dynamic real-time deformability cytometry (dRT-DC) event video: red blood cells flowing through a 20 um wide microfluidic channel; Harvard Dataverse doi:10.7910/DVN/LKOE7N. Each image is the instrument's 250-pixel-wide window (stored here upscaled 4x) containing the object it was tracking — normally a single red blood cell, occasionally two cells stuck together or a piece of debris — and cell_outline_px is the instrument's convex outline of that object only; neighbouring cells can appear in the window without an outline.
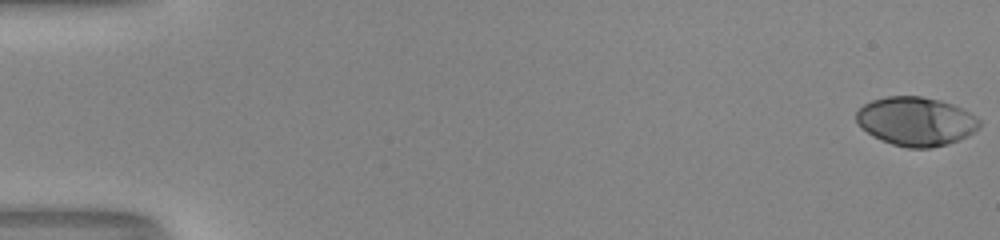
{"species": "human", "species_latin": "Homo sapiens", "temperature_condition": "room temperature", "stored_images_in_passage": 54, "camera_frame_rate_fps": 3000, "um_per_image_px": 0.085, "donor": {"sex": "male"}, "frame": {"image": 1, "passage_image": 1, "time_ms": 0.0, "image_size_px": [1000, 240], "cell_outline_px": [[980, 128], [968, 136], [944, 144], [928, 148], [908, 148], [892, 144], [872, 136], [856, 120], [856, 112], [864, 104], [872, 100], [888, 96], [920, 96], [940, 100], [952, 104], [976, 116], [980, 120]], "centroid_in_image_um": [77.86, 10.31], "position_along_channel_um": 7.1, "area_um2": 34.74}}
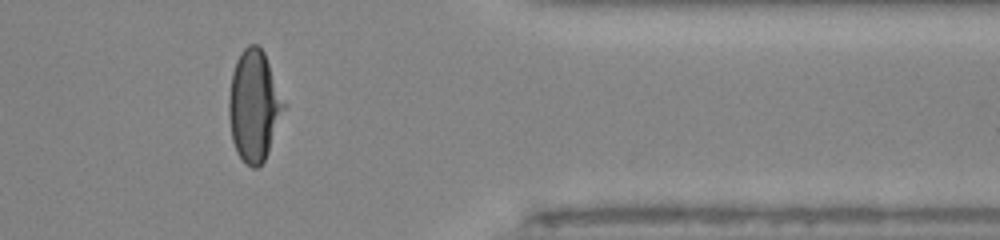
{"frame": {"image": 2, "passage_image": 45, "time_ms": 14.667, "image_size_px": [1000, 240], "cell_outline_px": [[288, 104], [268, 152], [264, 160], [256, 168], [252, 168], [236, 152], [232, 140], [228, 116], [228, 96], [232, 72], [236, 60], [240, 52], [248, 44], [256, 44], [264, 52]], "centroid_in_image_um": [21.62, 8.96], "position_along_channel_um": 389.8, "area_um2": 36.18}}
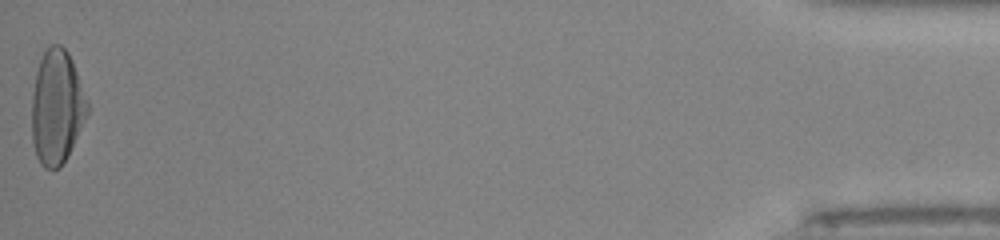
{"frame": {"image": 3, "passage_image": 54, "time_ms": 17.667, "image_size_px": [1000, 240], "cell_outline_px": [[88, 112], [68, 156], [60, 168], [44, 168], [40, 164], [36, 156], [32, 144], [32, 96], [36, 72], [40, 60], [48, 44], [60, 44], [68, 52], [72, 60], [88, 100]], "centroid_in_image_um": [4.82, 9.1], "position_along_channel_um": 430.4, "area_um2": 37.11}, "authors_computed_cell_mechanics": {"area_um2": 34.7089, "velocity_mm_per_s": 4.0145, "shape_relaxation_time_tau1_ms": 5.1544, "shape_relaxation_time_tau2_ms": null, "deformation_change_tau1": 0.2302, "deformation_change_tau2": null}}